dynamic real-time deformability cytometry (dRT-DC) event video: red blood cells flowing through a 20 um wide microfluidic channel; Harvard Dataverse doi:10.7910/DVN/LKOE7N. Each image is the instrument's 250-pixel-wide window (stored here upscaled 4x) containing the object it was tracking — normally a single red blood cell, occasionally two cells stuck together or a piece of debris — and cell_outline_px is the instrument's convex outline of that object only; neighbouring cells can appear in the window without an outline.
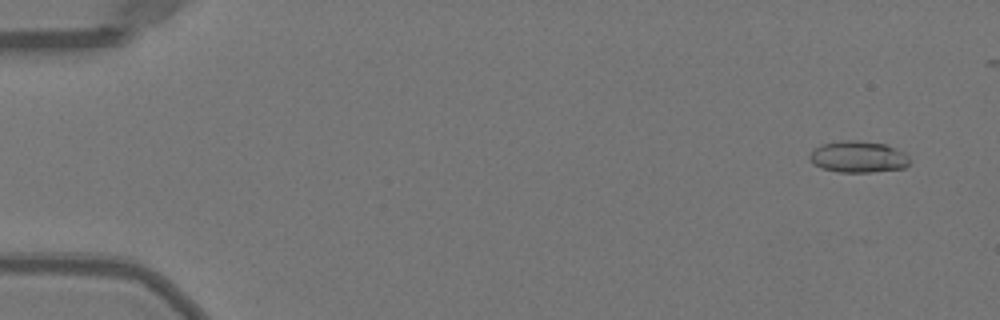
{"species": "Egyptian fruit bat (a non-hibernating species)", "species_latin": "Rousettus aegyptiacus", "temperature_condition": "warm", "stored_images_in_passage": 12, "camera_frame_rate_fps": 3000, "um_per_image_px": 0.085, "animal": {"sex": "female"}, "frame": {"image": 1, "passage_image": 4, "time_ms": 1.0, "image_size_px": [1000, 320], "cell_outline_px": [[908, 164], [904, 168], [872, 172], [836, 172], [820, 168], [812, 164], [808, 160], [808, 156], [812, 148], [820, 144], [844, 140], [860, 140], [884, 144], [896, 148], [904, 152], [908, 156]], "centroid_in_image_um": [72.87, 13.33], "position_along_channel_um": 12.1, "area_um2": 18.73}}